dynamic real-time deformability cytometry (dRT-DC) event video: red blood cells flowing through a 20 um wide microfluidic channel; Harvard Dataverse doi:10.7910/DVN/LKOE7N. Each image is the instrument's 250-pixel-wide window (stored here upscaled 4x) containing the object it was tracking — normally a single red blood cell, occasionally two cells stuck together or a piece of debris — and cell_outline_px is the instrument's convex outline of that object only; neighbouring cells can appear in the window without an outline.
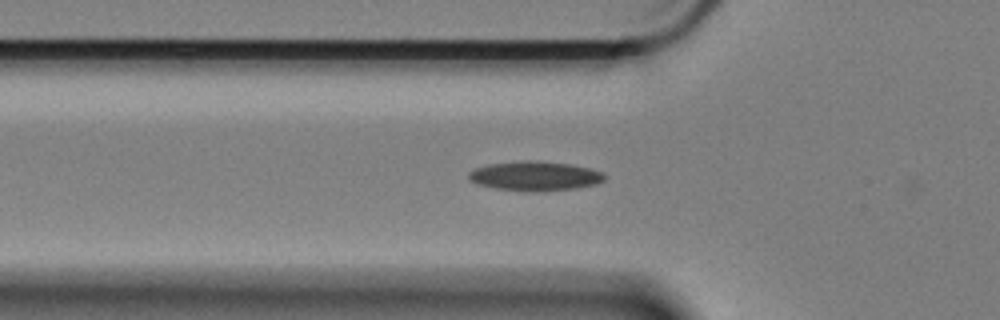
{"species": "Egyptian fruit bat (a non-hibernating species)", "species_latin": "Rousettus aegyptiacus", "temperature_condition": "cold", "stored_images_in_passage": 39, "camera_frame_rate_fps": 3000, "um_per_image_px": 0.085, "animal": {"sex": "female"}, "frame": {"image": 1, "passage_image": 3, "time_ms": 0.667, "image_size_px": [1000, 320], "cell_outline_px": [[608, 176], [604, 180], [596, 184], [576, 188], [540, 192], [528, 192], [496, 188], [476, 184], [468, 180], [468, 172], [476, 168], [488, 164], [524, 160], [536, 160], [572, 164], [604, 172]], "centroid_in_image_um": [45.48, 14.96], "position_along_channel_um": 80.3, "area_um2": 23.7}}
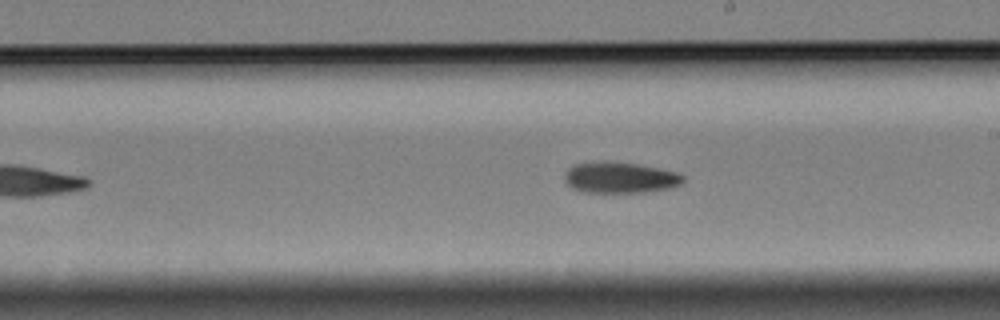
{"frame": {"image": 2, "passage_image": 17, "time_ms": 5.333, "image_size_px": [1000, 320], "cell_outline_px": [[684, 184], [672, 188], [644, 192], [580, 192], [572, 188], [564, 180], [564, 172], [572, 164], [600, 160], [604, 160], [636, 164], [676, 172], [684, 176]], "centroid_in_image_um": [52.66, 15.09], "position_along_channel_um": 236.3, "area_um2": 21.79}}
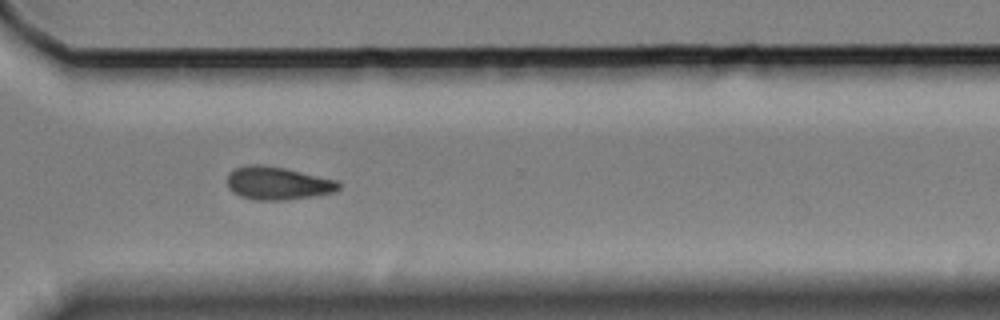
{"frame": {"image": 3, "passage_image": 27, "time_ms": 8.667, "image_size_px": [1000, 320], "cell_outline_px": [[340, 188], [332, 192], [316, 196], [288, 200], [252, 200], [240, 196], [232, 192], [228, 188], [228, 176], [236, 168], [252, 164], [260, 164], [284, 168], [336, 180], [340, 184]], "centroid_in_image_um": [23.6, 15.59], "position_along_channel_um": 347.0, "area_um2": 21.33}}